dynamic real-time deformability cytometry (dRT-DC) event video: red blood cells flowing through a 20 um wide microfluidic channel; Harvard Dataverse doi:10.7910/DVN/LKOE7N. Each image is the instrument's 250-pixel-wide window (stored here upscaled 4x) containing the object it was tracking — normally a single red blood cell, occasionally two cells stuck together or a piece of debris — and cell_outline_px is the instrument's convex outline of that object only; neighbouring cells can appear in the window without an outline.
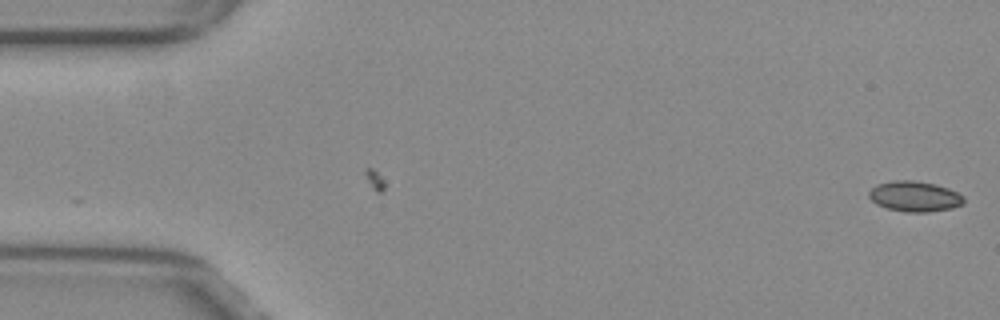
{"species": "common noctule bat (a hibernating species)", "species_latin": "Nyctalus noctula", "temperature_condition": "warm", "stored_images_in_passage": 6, "camera_frame_rate_fps": 3000, "um_per_image_px": 0.085, "animal": {"sex": "female", "body_mass_g": 29.2, "forearm_length_mm": 56.3}, "frame": {"image": 1, "passage_image": 6, "time_ms": 1.667, "image_size_px": [1000, 320], "cell_outline_px": [[964, 204], [952, 208], [928, 212], [904, 212], [888, 208], [876, 204], [868, 196], [868, 192], [876, 184], [892, 180], [912, 180], [936, 184], [948, 188], [964, 196]], "centroid_in_image_um": [77.74, 16.69], "position_along_channel_um": 7.3, "area_um2": 16.94}}